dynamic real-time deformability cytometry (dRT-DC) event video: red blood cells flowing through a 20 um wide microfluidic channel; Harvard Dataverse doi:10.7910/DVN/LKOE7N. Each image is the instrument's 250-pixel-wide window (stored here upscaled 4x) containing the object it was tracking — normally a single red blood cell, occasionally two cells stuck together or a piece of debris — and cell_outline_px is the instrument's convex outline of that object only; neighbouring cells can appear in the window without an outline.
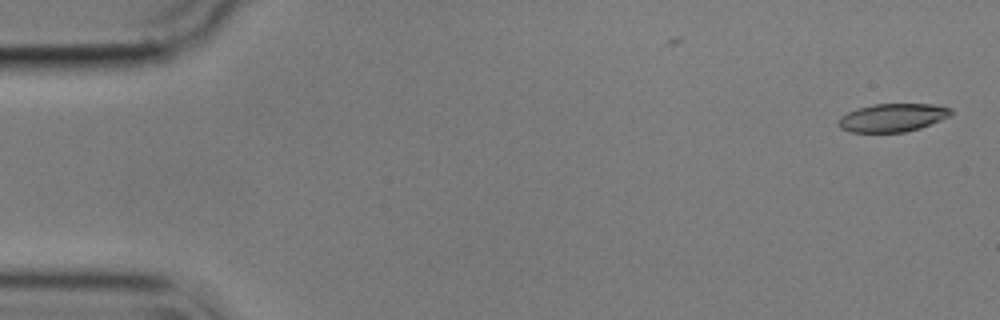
{"species": "common noctule bat (a hibernating species)", "species_latin": "Nyctalus noctula", "temperature_condition": "cold", "stored_images_in_passage": 10, "camera_frame_rate_fps": 3000, "um_per_image_px": 0.085, "animal": {"sex": "male", "body_mass_g": 17.9}, "frame": {"image": 1, "passage_image": 1, "time_ms": 0.0, "image_size_px": [1000, 320], "cell_outline_px": [[952, 112], [948, 116], [940, 120], [920, 128], [904, 132], [848, 132], [840, 128], [836, 124], [836, 120], [840, 116], [848, 112], [872, 104], [932, 104], [952, 108]], "centroid_in_image_um": [75.81, 10.0], "position_along_channel_um": 9.2, "area_um2": 18.5}}